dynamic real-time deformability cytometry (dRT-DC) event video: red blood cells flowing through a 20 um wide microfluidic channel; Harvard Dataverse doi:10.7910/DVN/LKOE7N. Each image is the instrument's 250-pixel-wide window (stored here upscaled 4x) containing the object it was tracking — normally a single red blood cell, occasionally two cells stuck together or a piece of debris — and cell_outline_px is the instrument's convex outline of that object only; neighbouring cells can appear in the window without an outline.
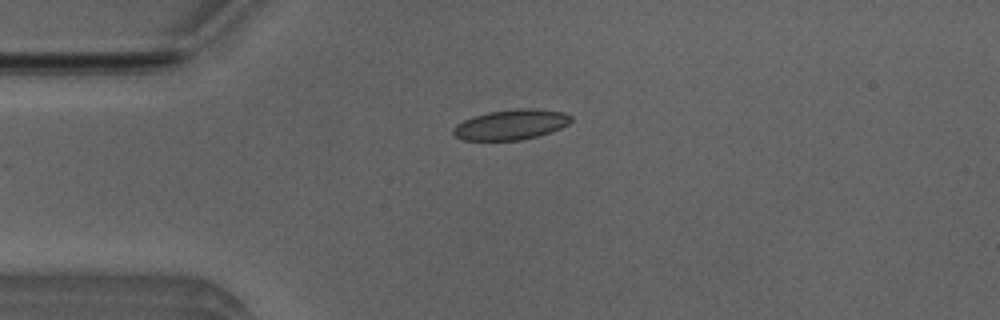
{"species": "Egyptian fruit bat (a non-hibernating species)", "species_latin": "Rousettus aegyptiacus", "temperature_condition": "room temperature", "stored_images_in_passage": 5, "camera_frame_rate_fps": 3000, "um_per_image_px": 0.085, "animal": {"sex": "male"}, "frame": {"image": 1, "passage_image": 1, "time_ms": 0.0, "image_size_px": [1000, 320], "cell_outline_px": [[572, 120], [568, 124], [560, 128], [536, 136], [520, 140], [464, 140], [456, 136], [452, 132], [452, 128], [456, 124], [464, 120], [488, 112], [516, 108], [532, 108], [564, 112], [572, 116]], "centroid_in_image_um": [43.43, 10.58], "position_along_channel_um": 41.6, "area_um2": 20.58}}
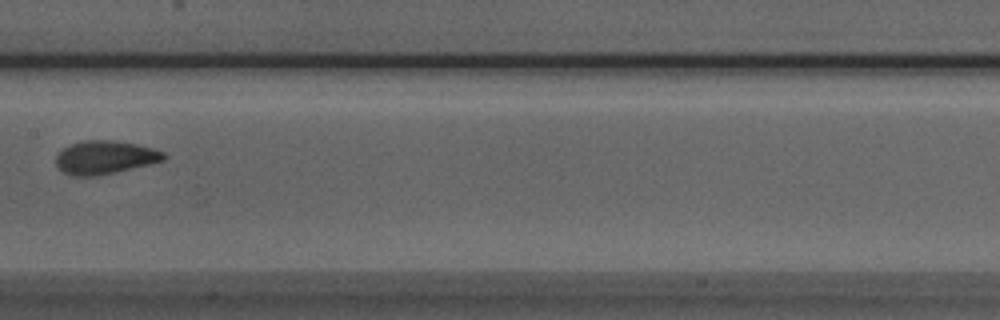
{"frame": {"image": 2, "passage_image": 5, "time_ms": 1.333, "image_size_px": [1000, 320], "cell_outline_px": [[168, 156], [164, 160], [116, 172], [96, 176], [68, 176], [56, 164], [56, 156], [64, 148], [72, 144], [84, 140], [112, 140], [136, 144], [152, 148], [164, 152]], "centroid_in_image_um": [8.92, 13.38], "position_along_channel_um": 198.5, "area_um2": 20.81}}